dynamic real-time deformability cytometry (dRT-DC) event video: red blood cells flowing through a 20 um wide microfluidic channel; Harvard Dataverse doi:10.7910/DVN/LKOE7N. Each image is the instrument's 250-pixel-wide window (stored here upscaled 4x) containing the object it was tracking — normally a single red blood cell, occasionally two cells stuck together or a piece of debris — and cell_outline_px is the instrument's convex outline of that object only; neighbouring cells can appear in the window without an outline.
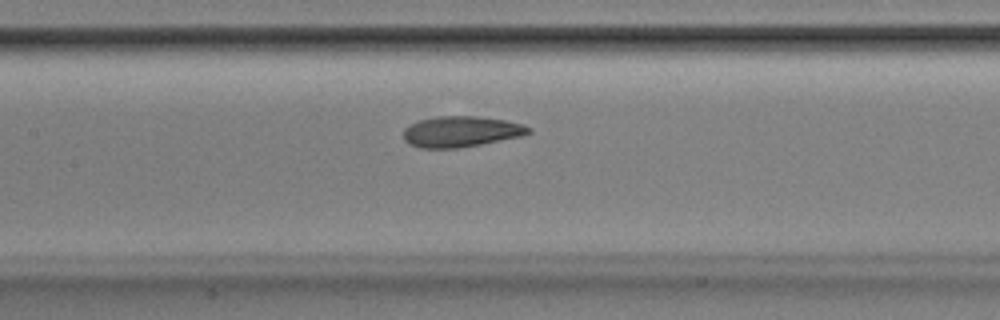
{"species": "Egyptian fruit bat (a non-hibernating species)", "species_latin": "Rousettus aegyptiacus", "temperature_condition": "room temperature", "stored_images_in_passage": 42, "camera_frame_rate_fps": 3000, "um_per_image_px": 0.085, "animal": {"sex": "male"}, "frame": {"image": 1, "passage_image": 14, "time_ms": 4.333, "image_size_px": [1000, 320], "cell_outline_px": [[532, 132], [520, 136], [480, 144], [456, 148], [420, 148], [408, 144], [404, 140], [404, 128], [420, 120], [436, 116], [476, 116], [508, 120], [524, 124], [532, 128]], "centroid_in_image_um": [39.2, 11.18], "position_along_channel_um": 168.2, "area_um2": 22.48}}
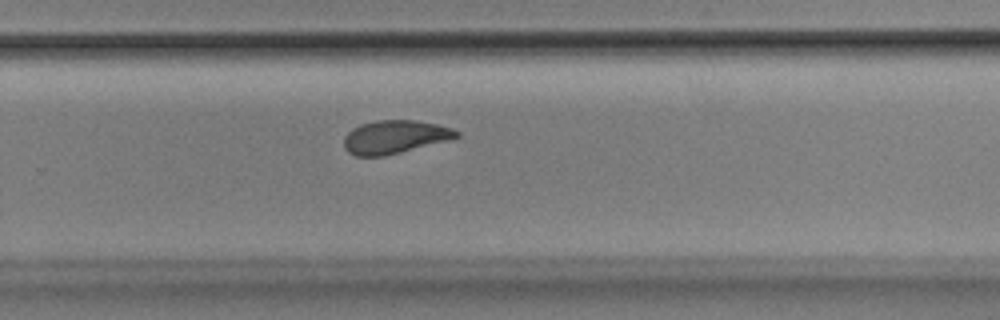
{"frame": {"image": 2, "passage_image": 24, "time_ms": 7.667, "image_size_px": [1000, 320], "cell_outline_px": [[460, 136], [452, 140], [384, 156], [356, 156], [348, 152], [344, 148], [344, 136], [352, 128], [360, 124], [376, 120], [416, 120], [436, 124], [452, 128], [460, 132]], "centroid_in_image_um": [33.57, 11.64], "position_along_channel_um": 296.2, "area_um2": 22.08}}
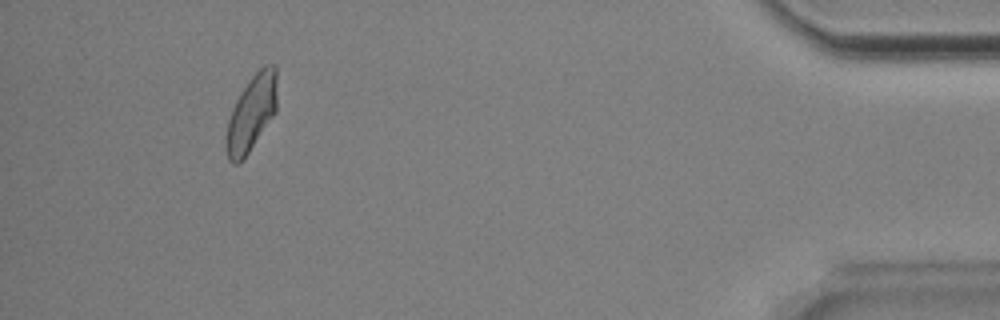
{"frame": {"image": 3, "passage_image": 38, "time_ms": 12.333, "image_size_px": [1000, 320], "cell_outline_px": [[276, 112], [248, 152], [236, 164], [232, 164], [228, 160], [224, 140], [224, 136], [228, 120], [232, 108], [240, 92], [252, 76], [264, 64], [272, 64], [276, 68]], "centroid_in_image_um": [21.34, 9.61], "position_along_channel_um": 413.9, "area_um2": 22.43}, "authors_computed_cell_mechanics": {"area_um2": 22.4553, "velocity_mm_per_s": 3.859, "shape_relaxation_time_tau1_ms": 4.4242, "shape_relaxation_time_tau2_ms": 2.0283, "deformation_change_tau1": 0.1357, "deformation_change_tau2": 0.0711}}